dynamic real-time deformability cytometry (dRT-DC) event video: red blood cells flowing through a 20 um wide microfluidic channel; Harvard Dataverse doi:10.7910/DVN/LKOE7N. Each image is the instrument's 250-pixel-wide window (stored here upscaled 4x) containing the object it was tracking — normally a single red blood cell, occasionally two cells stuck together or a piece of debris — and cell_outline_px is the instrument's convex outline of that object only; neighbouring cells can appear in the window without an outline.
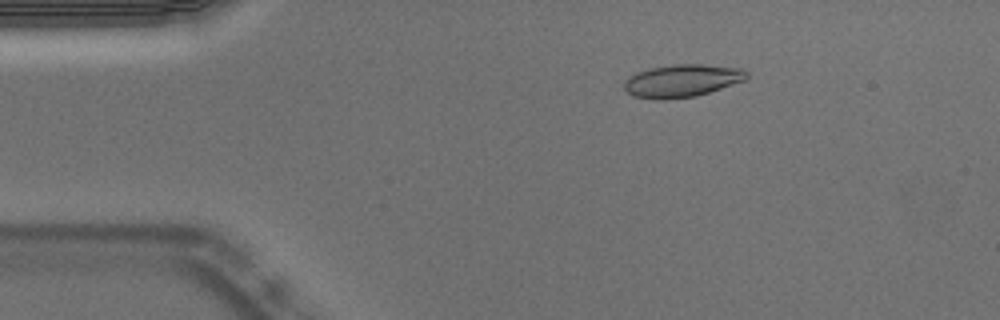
{"species": "Egyptian fruit bat (a non-hibernating species)", "species_latin": "Rousettus aegyptiacus", "temperature_condition": "warm", "stored_images_in_passage": 49, "camera_frame_rate_fps": 3000, "um_per_image_px": 0.085, "animal": {"sex": "male"}, "frame": {"image": 1, "passage_image": 5, "time_ms": 1.333, "image_size_px": [1000, 320], "cell_outline_px": [[748, 76], [744, 80], [696, 96], [664, 100], [652, 100], [632, 96], [624, 88], [624, 80], [628, 76], [636, 72], [648, 68], [676, 64], [704, 64], [744, 68], [748, 72]], "centroid_in_image_um": [57.93, 6.86], "position_along_channel_um": 27.1, "area_um2": 23.58}}
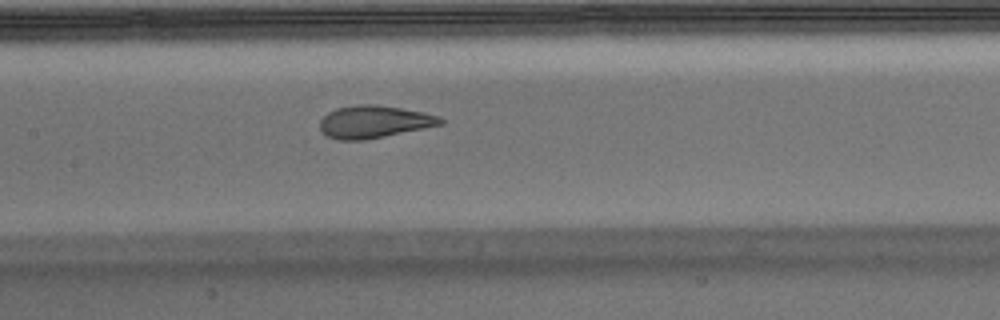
{"frame": {"image": 2, "passage_image": 21, "time_ms": 6.667, "image_size_px": [1000, 320], "cell_outline_px": [[444, 124], [364, 140], [340, 140], [328, 136], [320, 128], [320, 120], [328, 112], [336, 108], [356, 104], [376, 104], [424, 112], [440, 116], [444, 120]], "centroid_in_image_um": [31.81, 10.34], "position_along_channel_um": 175.6, "area_um2": 22.72}}
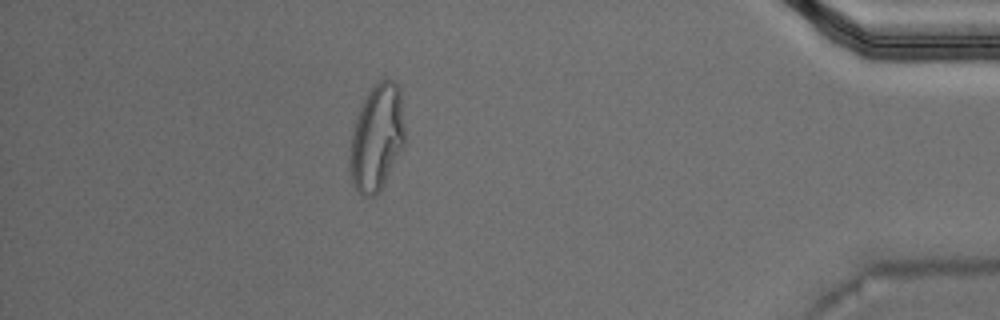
{"frame": {"image": 3, "passage_image": 43, "time_ms": 14.0, "image_size_px": [1000, 320], "cell_outline_px": [[404, 144], [384, 184], [372, 196], [368, 196], [360, 192], [356, 188], [352, 180], [348, 168], [348, 160], [352, 132], [356, 116], [368, 92], [384, 76], [392, 80], [400, 88], [404, 128]], "centroid_in_image_um": [32.01, 11.66], "position_along_channel_um": 403.2, "area_um2": 33.87}, "authors_computed_cell_mechanics": {"area_um2": 23.4668, "velocity_mm_per_s": 3.7562, "shape_relaxation_time_tau1_ms": 7.2659, "shape_relaxation_time_tau2_ms": 1.0467, "deformation_change_tau1": 0.2415, "deformation_change_tau2": 0.064}}